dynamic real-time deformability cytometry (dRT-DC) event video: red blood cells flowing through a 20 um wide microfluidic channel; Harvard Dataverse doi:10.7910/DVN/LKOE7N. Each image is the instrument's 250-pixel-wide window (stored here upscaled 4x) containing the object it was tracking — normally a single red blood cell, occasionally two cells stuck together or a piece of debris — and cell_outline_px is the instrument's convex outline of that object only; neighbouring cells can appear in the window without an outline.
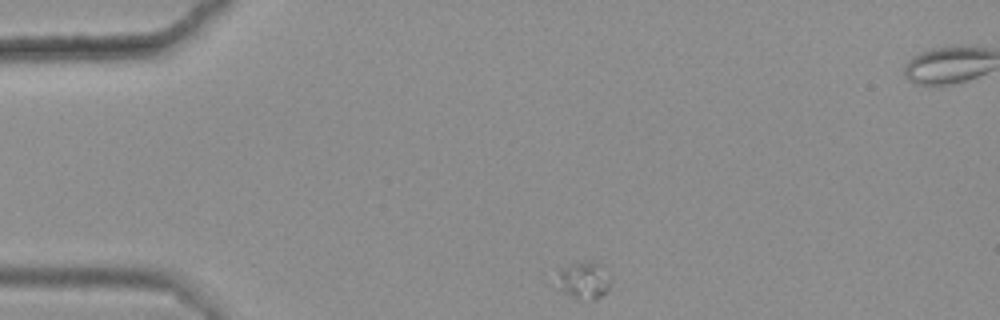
{"species": "common noctule bat (a hibernating species)", "species_latin": "Nyctalus noctula", "temperature_condition": "warm", "stored_images_in_passage": 36, "camera_frame_rate_fps": 3000, "um_per_image_px": 0.085, "animal": {"sex": "female", "body_mass_g": 25.1}, "frame": {"image": 1, "passage_image": 1, "time_ms": 0.0, "image_size_px": [1000, 320], "cell_outline_px": [[608, 288], [596, 300], [576, 300], [564, 288], [560, 276], [560, 272], [568, 264], [588, 260], [592, 260], [600, 264], [608, 280]], "centroid_in_image_um": [49.69, 23.81], "position_along_channel_um": 35.3, "area_um2": 10.75}}